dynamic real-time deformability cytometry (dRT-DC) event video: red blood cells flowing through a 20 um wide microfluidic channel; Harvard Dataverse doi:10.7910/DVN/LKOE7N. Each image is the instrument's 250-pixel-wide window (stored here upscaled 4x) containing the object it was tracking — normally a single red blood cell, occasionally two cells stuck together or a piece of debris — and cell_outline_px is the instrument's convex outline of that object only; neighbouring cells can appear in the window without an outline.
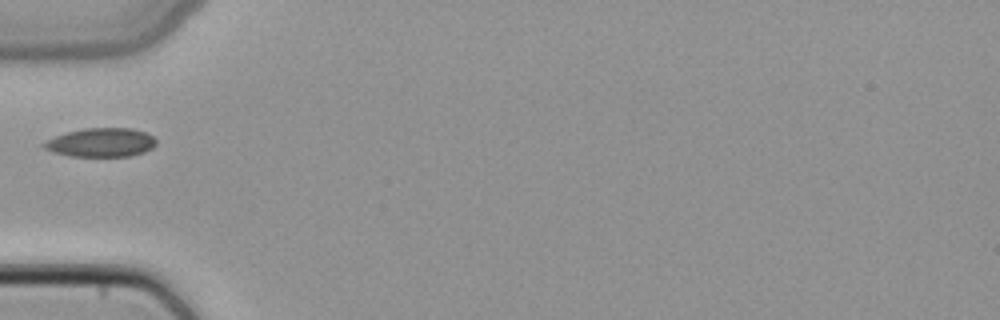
{"species": "common noctule bat (a hibernating species)", "species_latin": "Nyctalus noctula", "temperature_condition": "cold", "stored_images_in_passage": 6, "camera_frame_rate_fps": 3000, "um_per_image_px": 0.085, "animal": {"sex": "female", "body_mass_g": 22.7, "forearm_length_mm": 54.2}, "frame": {"image": 1, "passage_image": 6, "time_ms": 1.667, "image_size_px": [1000, 320], "cell_outline_px": [[156, 144], [152, 148], [144, 152], [128, 156], [68, 156], [52, 152], [44, 148], [40, 144], [56, 136], [68, 132], [84, 128], [132, 128], [144, 132], [152, 136], [156, 140]], "centroid_in_image_um": [8.58, 12.11], "position_along_channel_um": 76.4, "area_um2": 18.79}}